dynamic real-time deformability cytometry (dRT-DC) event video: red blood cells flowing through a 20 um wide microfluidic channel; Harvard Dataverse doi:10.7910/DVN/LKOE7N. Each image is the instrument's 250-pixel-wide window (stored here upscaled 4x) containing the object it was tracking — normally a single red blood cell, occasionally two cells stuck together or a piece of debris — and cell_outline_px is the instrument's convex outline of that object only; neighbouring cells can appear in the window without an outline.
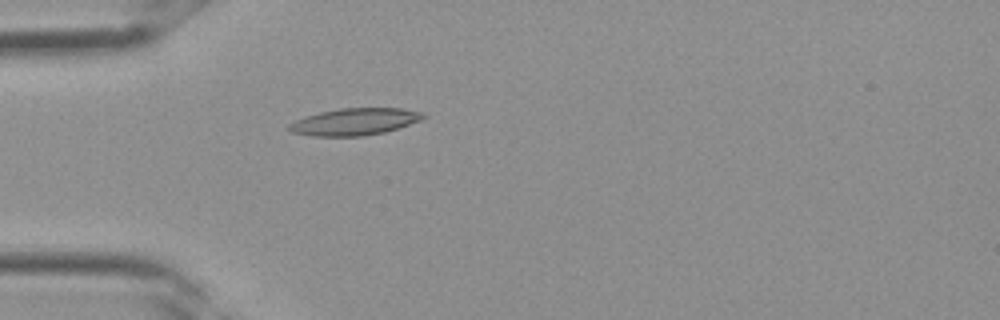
{"species": "Egyptian fruit bat (a non-hibernating species)", "species_latin": "Rousettus aegyptiacus", "temperature_condition": "room temperature", "stored_images_in_passage": 2, "camera_frame_rate_fps": 3000, "um_per_image_px": 0.085, "frame": {"image": 1, "passage_image": 2, "time_ms": 0.333, "image_size_px": [1000, 320], "cell_outline_px": [[428, 116], [420, 120], [384, 132], [364, 136], [312, 136], [292, 132], [288, 128], [288, 124], [296, 120], [320, 112], [340, 108], [404, 108], [424, 112]], "centroid_in_image_um": [30.17, 10.34], "position_along_channel_um": 54.8, "area_um2": 20.98}}